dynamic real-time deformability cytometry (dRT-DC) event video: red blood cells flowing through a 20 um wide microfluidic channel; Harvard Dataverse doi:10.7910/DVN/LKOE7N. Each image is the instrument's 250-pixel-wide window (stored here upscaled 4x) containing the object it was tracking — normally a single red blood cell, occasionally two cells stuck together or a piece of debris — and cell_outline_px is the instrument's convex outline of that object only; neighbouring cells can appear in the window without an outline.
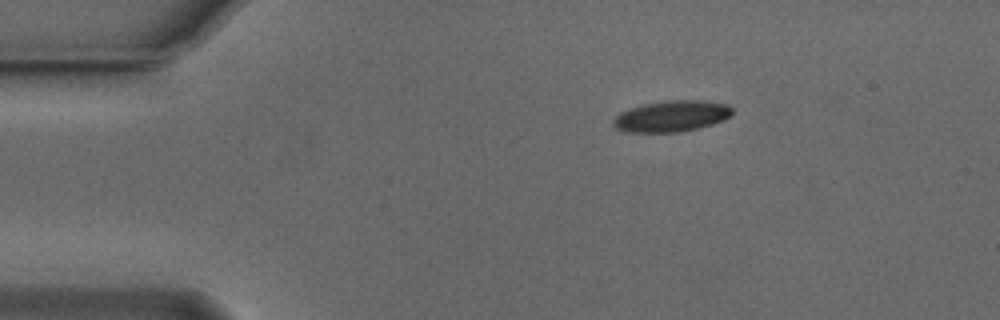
{"species": "Egyptian fruit bat (a non-hibernating species)", "species_latin": "Rousettus aegyptiacus", "temperature_condition": "cold", "stored_images_in_passage": 46, "camera_frame_rate_fps": 3000, "um_per_image_px": 0.085, "animal": {"sex": "male"}, "frame": {"image": 1, "passage_image": 1, "time_ms": 0.0, "image_size_px": [1000, 320], "cell_outline_px": [[732, 112], [724, 120], [712, 124], [680, 132], [624, 132], [616, 128], [612, 124], [612, 120], [620, 112], [628, 108], [644, 104], [668, 100], [704, 100], [728, 104], [732, 108]], "centroid_in_image_um": [57.05, 9.87], "position_along_channel_um": 27.9, "area_um2": 21.68}}
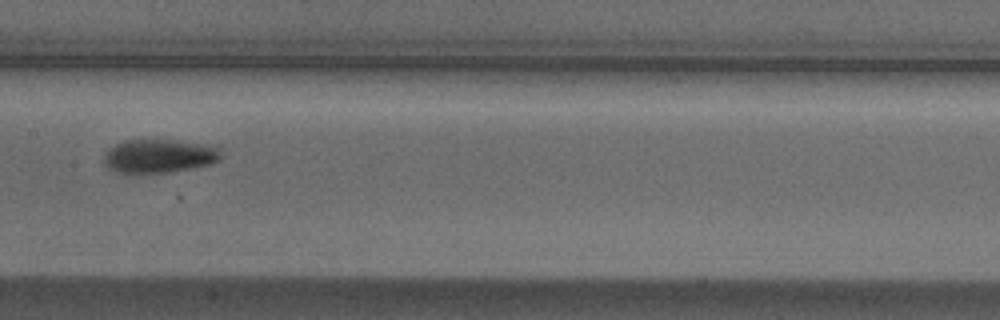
{"frame": {"image": 2, "passage_image": 19, "time_ms": 6.0, "image_size_px": [1000, 320], "cell_outline_px": [[220, 160], [212, 164], [172, 172], [116, 172], [108, 168], [104, 164], [104, 152], [108, 148], [124, 140], [180, 140], [220, 144]], "centroid_in_image_um": [13.61, 13.23], "position_along_channel_um": 193.8, "area_um2": 23.47}}
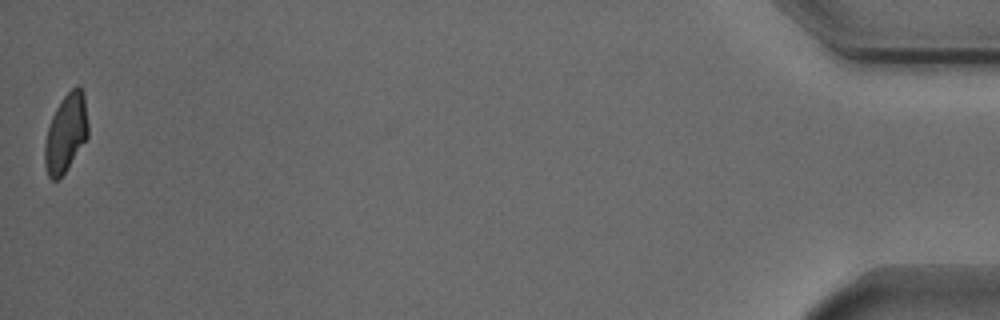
{"frame": {"image": 3, "passage_image": 46, "time_ms": 15.0, "image_size_px": [1000, 320], "cell_outline_px": [[88, 136], [68, 168], [56, 180], [52, 180], [48, 176], [44, 164], [44, 144], [48, 128], [52, 116], [60, 100], [76, 84], [80, 84], [84, 92], [88, 124]], "centroid_in_image_um": [5.6, 11.28], "position_along_channel_um": 429.6, "area_um2": 19.88}, "authors_computed_cell_mechanics": {"area_um2": 21.7617, "velocity_mm_per_s": 3.7395, "shape_relaxation_time_tau1_ms": 2.8389, "shape_relaxation_time_tau2_ms": 3.6967, "deformation_change_tau1": 0.1166, "deformation_change_tau2": 0.0796}}